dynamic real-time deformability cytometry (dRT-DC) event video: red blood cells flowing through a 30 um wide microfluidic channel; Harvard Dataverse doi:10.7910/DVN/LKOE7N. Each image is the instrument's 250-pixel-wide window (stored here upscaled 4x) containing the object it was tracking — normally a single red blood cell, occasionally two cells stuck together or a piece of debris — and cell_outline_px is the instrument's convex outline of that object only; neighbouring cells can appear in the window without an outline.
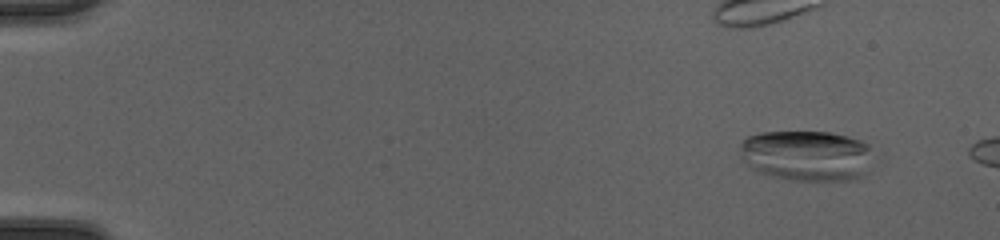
{"species": "common noctule bat (a hibernating species)", "species_latin": "Nyctalus noctula", "temperature_condition": "cold", "stored_images_in_passage": 9, "camera_frame_rate_fps": 3000, "um_per_image_px": 0.085, "animal": {"sex": "female", "body_mass_g": 20.0, "forearm_length_mm": 54.0}, "frame": {"image": 1, "passage_image": 4, "time_ms": 1.0, "image_size_px": [1000, 240], "cell_outline_px": [[868, 148], [860, 176], [856, 180], [796, 180], [772, 176], [760, 172], [752, 168], [748, 164], [744, 148], [744, 140], [748, 136], [760, 132], [828, 132], [860, 140], [868, 144]], "centroid_in_image_um": [68.52, 13.21], "position_along_channel_um": 16.5, "area_um2": 37.51}}